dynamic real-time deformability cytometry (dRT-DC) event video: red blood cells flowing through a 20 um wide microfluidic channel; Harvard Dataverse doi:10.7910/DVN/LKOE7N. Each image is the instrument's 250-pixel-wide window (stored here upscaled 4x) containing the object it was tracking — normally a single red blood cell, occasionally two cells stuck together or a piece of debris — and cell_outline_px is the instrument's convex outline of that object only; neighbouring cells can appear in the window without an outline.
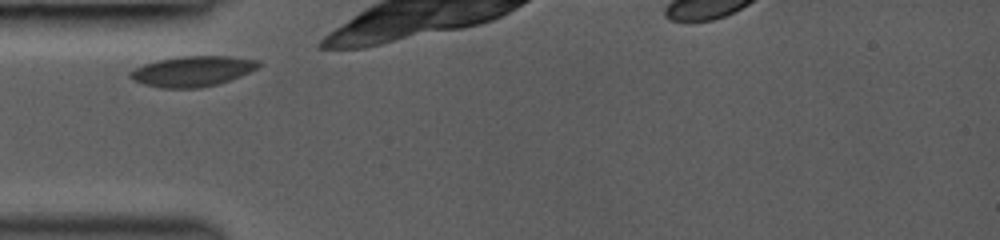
{"species": "common noctule bat (a hibernating species)", "species_latin": "Nyctalus noctula", "temperature_condition": "room temperature", "stored_images_in_passage": 25, "camera_frame_rate_fps": 3000, "um_per_image_px": 0.085, "animal": {"sex": "female", "body_mass_g": 19.0, "forearm_length_mm": 53.3}, "frame": {"image": 1, "passage_image": 1, "time_ms": 0.0, "image_size_px": [1000, 240], "cell_outline_px": [[260, 68], [240, 76], [216, 84], [200, 88], [160, 88], [144, 84], [132, 80], [128, 76], [128, 72], [144, 64], [160, 60], [180, 56], [228, 56], [260, 60]], "centroid_in_image_um": [16.37, 6.05], "position_along_channel_um": 68.6, "area_um2": 22.72}}